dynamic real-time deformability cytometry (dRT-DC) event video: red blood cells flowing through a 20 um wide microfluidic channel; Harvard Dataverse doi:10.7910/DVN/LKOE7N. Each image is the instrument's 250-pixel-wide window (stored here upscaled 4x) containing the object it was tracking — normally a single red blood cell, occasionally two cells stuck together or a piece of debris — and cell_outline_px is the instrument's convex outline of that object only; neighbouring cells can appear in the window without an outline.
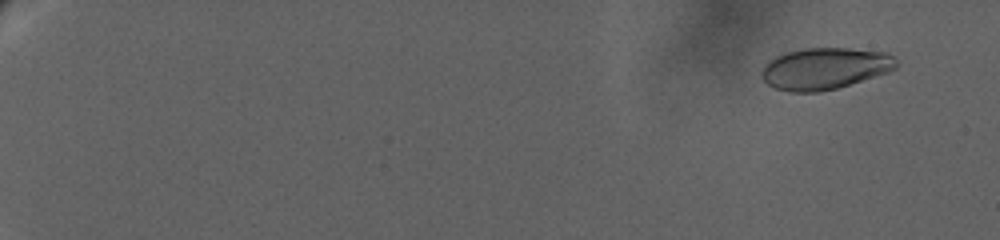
{"species": "human", "species_latin": "Homo sapiens", "temperature_condition": "warm", "stored_images_in_passage": 70, "camera_frame_rate_fps": 3000, "um_per_image_px": 0.085, "donor": {"sex": "female"}, "frame": {"image": 1, "passage_image": 6, "time_ms": 2.0, "image_size_px": [1000, 240], "cell_outline_px": [[900, 64], [896, 68], [888, 72], [836, 88], [820, 92], [788, 92], [776, 88], [768, 84], [760, 76], [760, 72], [764, 64], [768, 60], [784, 52], [804, 48], [848, 48], [888, 52], [900, 60]], "centroid_in_image_um": [70.12, 5.81], "position_along_channel_um": 14.9, "area_um2": 33.06}}
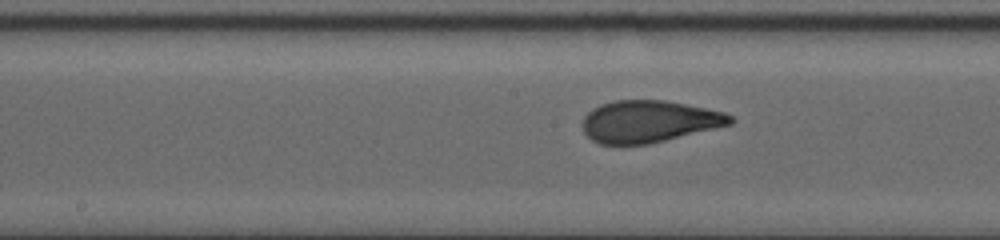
{"frame": {"image": 2, "passage_image": 41, "time_ms": 16.0, "image_size_px": [1000, 240], "cell_outline_px": [[736, 120], [732, 124], [716, 128], [648, 144], [600, 144], [592, 140], [584, 132], [584, 116], [592, 108], [600, 104], [616, 100], [664, 100], [724, 112], [732, 116]], "centroid_in_image_um": [55.17, 10.32], "position_along_channel_um": 193.0, "area_um2": 35.89}}
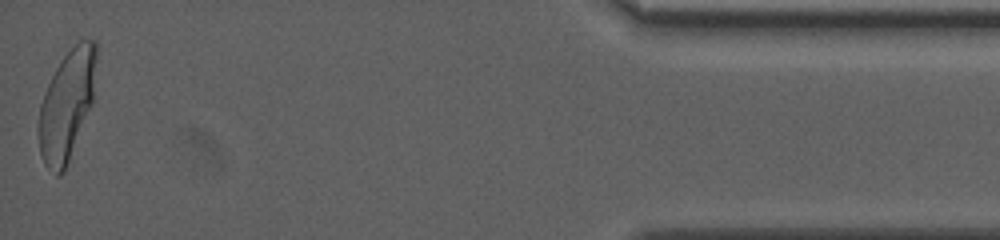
{"frame": {"image": 3, "passage_image": 70, "time_ms": 26.667, "image_size_px": [1000, 240], "cell_outline_px": [[96, 100], [64, 172], [60, 176], [56, 176], [44, 164], [40, 152], [36, 132], [36, 128], [40, 104], [44, 92], [60, 60], [80, 40], [96, 40]], "centroid_in_image_um": [5.7, 8.98], "position_along_channel_um": 429.5, "area_um2": 38.15}}